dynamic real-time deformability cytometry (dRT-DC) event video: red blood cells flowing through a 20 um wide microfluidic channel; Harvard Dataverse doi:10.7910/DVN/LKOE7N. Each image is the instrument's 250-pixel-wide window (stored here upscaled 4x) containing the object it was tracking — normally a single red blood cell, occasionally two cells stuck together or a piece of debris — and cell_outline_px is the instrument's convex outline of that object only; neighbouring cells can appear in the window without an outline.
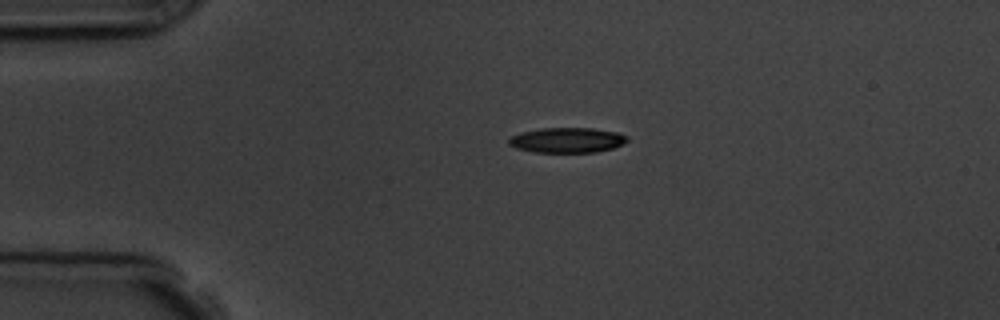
{"species": "common noctule bat (a hibernating species)", "species_latin": "Nyctalus noctula", "temperature_condition": "room temperature", "stored_images_in_passage": 2, "camera_frame_rate_fps": 3000, "um_per_image_px": 0.085, "animal": {"sex": "male", "body_mass_g": 19.5, "forearm_length_mm": 54.6}, "frame": {"image": 1, "passage_image": 1, "time_ms": 0.0, "image_size_px": [1000, 320], "cell_outline_px": [[628, 140], [624, 144], [612, 148], [596, 152], [536, 152], [516, 148], [508, 144], [508, 136], [520, 132], [540, 128], [592, 128], [616, 132], [628, 136]], "centroid_in_image_um": [48.18, 11.9], "position_along_channel_um": 36.8, "area_um2": 17.46}}
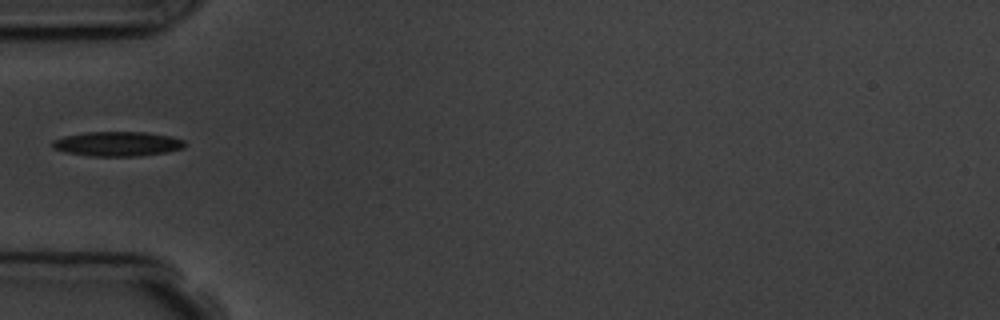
{"frame": {"image": 2, "passage_image": 2, "time_ms": 2.0, "image_size_px": [1000, 320], "cell_outline_px": [[188, 144], [184, 148], [168, 152], [140, 156], [88, 156], [64, 152], [52, 148], [52, 140], [64, 136], [84, 132], [144, 132], [172, 136], [184, 140]], "centroid_in_image_um": [10.0, 12.23], "position_along_channel_um": 75.0, "area_um2": 19.31}}